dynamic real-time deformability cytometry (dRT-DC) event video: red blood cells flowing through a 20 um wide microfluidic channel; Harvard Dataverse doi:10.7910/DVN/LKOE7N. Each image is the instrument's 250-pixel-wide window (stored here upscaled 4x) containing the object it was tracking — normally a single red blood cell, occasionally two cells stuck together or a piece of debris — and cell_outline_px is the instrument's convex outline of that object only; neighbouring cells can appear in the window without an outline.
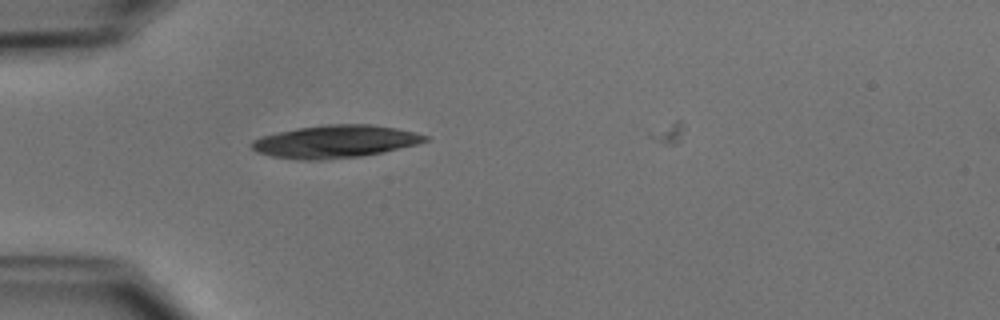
{"species": "common noctule bat (a hibernating species)", "species_latin": "Nyctalus noctula", "temperature_condition": "cold", "stored_images_in_passage": 34, "camera_frame_rate_fps": 3000, "um_per_image_px": 0.085, "animal": {"sex": "male", "body_mass_g": 15.6}, "frame": {"image": 1, "passage_image": 4, "time_ms": 1.0, "image_size_px": [1000, 320], "cell_outline_px": [[428, 140], [416, 144], [384, 152], [360, 156], [324, 160], [300, 160], [272, 156], [256, 152], [248, 144], [252, 140], [260, 136], [276, 132], [296, 128], [324, 124], [372, 124], [396, 128], [416, 132], [428, 136]], "centroid_in_image_um": [28.44, 12.02], "position_along_channel_um": 56.6, "area_um2": 33.29}}